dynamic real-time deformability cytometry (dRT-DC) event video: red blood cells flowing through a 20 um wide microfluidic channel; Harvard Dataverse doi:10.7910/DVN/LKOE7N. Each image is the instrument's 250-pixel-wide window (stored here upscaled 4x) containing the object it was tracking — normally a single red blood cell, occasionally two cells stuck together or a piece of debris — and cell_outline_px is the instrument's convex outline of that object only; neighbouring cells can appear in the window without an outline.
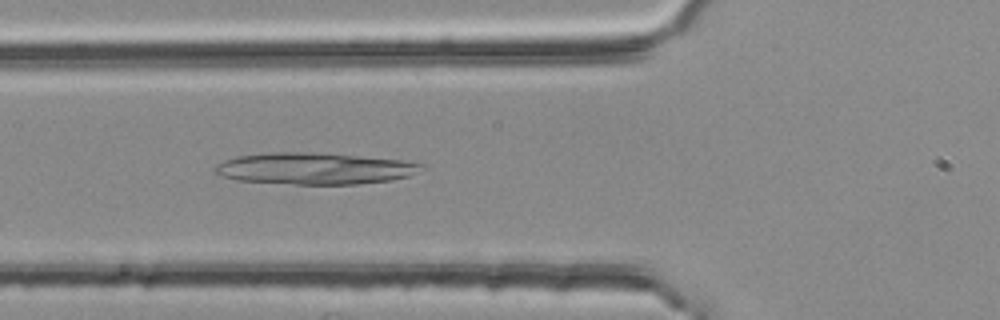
{"species": "common noctule bat (a hibernating species)", "species_latin": "Nyctalus noctula", "temperature_condition": "room temperature", "stored_images_in_passage": 41, "camera_frame_rate_fps": 3000, "um_per_image_px": 0.085, "animal": {"sex": "female", "body_mass_g": 25.1}, "frame": {"image": 1, "passage_image": 7, "time_ms": 2.0, "image_size_px": [1000, 320], "cell_outline_px": [[428, 164], [424, 168], [408, 176], [392, 180], [360, 184], [296, 184], [236, 180], [216, 176], [212, 172], [212, 168], [216, 164], [224, 160], [236, 156], [272, 152], [304, 152], [408, 160]], "centroid_in_image_um": [26.71, 14.32], "position_along_channel_um": 99.1, "area_um2": 38.38}}
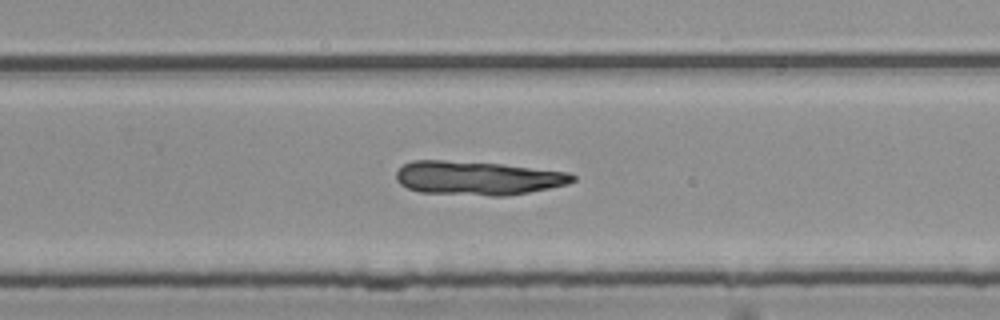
{"frame": {"image": 2, "passage_image": 22, "time_ms": 7.0, "image_size_px": [1000, 320], "cell_outline_px": [[576, 180], [568, 184], [508, 196], [488, 196], [420, 192], [408, 188], [400, 184], [396, 180], [396, 172], [404, 164], [412, 160], [440, 160], [500, 164], [568, 172], [576, 176]], "centroid_in_image_um": [40.59, 15.14], "position_along_channel_um": 289.2, "area_um2": 34.74}}
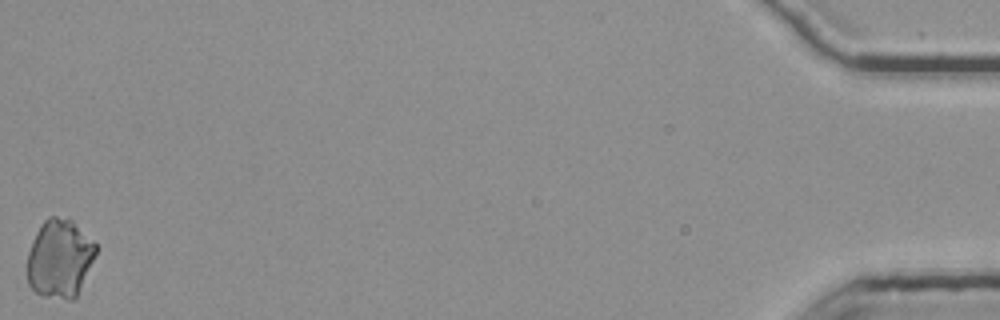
{"frame": {"image": 3, "passage_image": 41, "time_ms": 13.333, "image_size_px": [1000, 320], "cell_outline_px": [[96, 256], [76, 300], [68, 300], [40, 296], [28, 284], [28, 252], [32, 240], [40, 224], [48, 216], [56, 216], [72, 220], [96, 244]], "centroid_in_image_um": [5.08, 22.0], "position_along_channel_um": 430.1, "area_um2": 31.79}}